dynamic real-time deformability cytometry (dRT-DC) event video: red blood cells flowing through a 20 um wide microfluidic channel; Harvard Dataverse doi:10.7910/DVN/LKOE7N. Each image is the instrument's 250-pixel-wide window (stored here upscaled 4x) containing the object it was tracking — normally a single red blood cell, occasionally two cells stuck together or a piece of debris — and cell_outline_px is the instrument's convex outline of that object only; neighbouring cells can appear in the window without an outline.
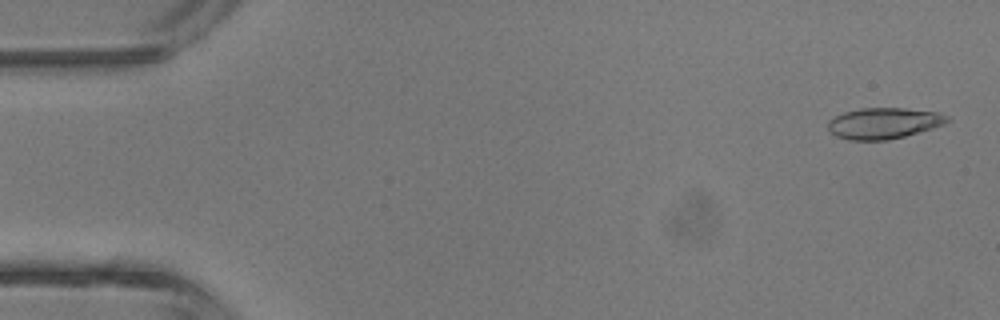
{"species": "common noctule bat (a hibernating species)", "species_latin": "Nyctalus noctula", "temperature_condition": "room temperature", "stored_images_in_passage": 4, "camera_frame_rate_fps": 3000, "um_per_image_px": 0.085, "animal": {"sex": "male", "body_mass_g": 13.3}, "frame": {"image": 1, "passage_image": 1, "time_ms": 0.0, "image_size_px": [1000, 320], "cell_outline_px": [[952, 120], [944, 124], [932, 128], [904, 136], [888, 140], [848, 140], [836, 136], [828, 128], [828, 120], [844, 112], [860, 108], [904, 108], [940, 112], [948, 116]], "centroid_in_image_um": [75.14, 10.47], "position_along_channel_um": 9.9, "area_um2": 21.62}}
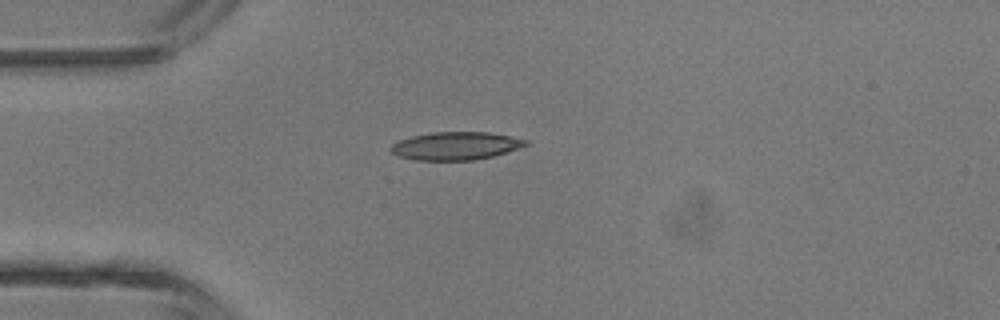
{"frame": {"image": 2, "passage_image": 4, "time_ms": 3.333, "image_size_px": [1000, 320], "cell_outline_px": [[528, 144], [520, 148], [492, 156], [476, 160], [416, 160], [396, 156], [388, 148], [392, 144], [400, 140], [412, 136], [432, 132], [488, 132], [528, 140]], "centroid_in_image_um": [38.71, 12.4], "position_along_channel_um": 46.3, "area_um2": 21.96}}